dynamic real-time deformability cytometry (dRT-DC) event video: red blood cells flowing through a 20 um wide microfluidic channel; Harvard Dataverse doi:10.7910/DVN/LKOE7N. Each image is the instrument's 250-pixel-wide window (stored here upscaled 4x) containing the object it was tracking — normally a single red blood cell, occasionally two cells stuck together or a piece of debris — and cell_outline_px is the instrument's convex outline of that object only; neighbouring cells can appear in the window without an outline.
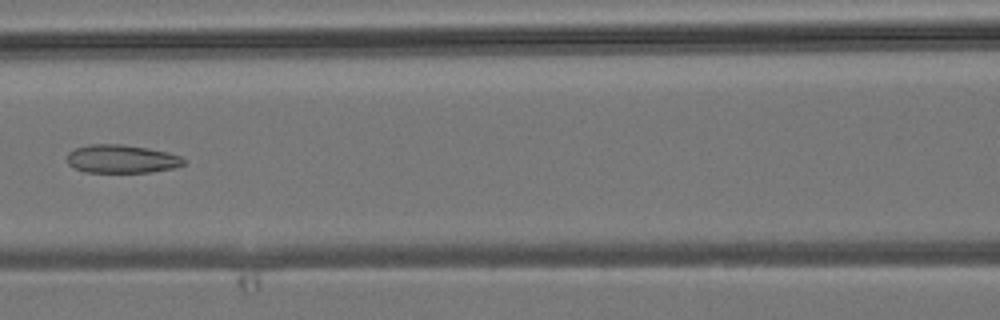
{"species": "common noctule bat (a hibernating species)", "species_latin": "Nyctalus noctula", "temperature_condition": "room temperature", "stored_images_in_passage": 6, "camera_frame_rate_fps": 3000, "um_per_image_px": 0.085, "animal": {"sex": "male", "body_mass_g": 19.2, "forearm_length_mm": 51.8}, "frame": {"image": 1, "passage_image": 6, "time_ms": 5.667, "image_size_px": [1000, 320], "cell_outline_px": [[184, 164], [176, 168], [152, 172], [84, 172], [72, 168], [68, 164], [68, 152], [76, 148], [88, 144], [124, 144], [148, 148], [168, 152], [180, 156], [184, 160]], "centroid_in_image_um": [10.33, 13.51], "position_along_channel_um": 156.3, "area_um2": 19.42}}